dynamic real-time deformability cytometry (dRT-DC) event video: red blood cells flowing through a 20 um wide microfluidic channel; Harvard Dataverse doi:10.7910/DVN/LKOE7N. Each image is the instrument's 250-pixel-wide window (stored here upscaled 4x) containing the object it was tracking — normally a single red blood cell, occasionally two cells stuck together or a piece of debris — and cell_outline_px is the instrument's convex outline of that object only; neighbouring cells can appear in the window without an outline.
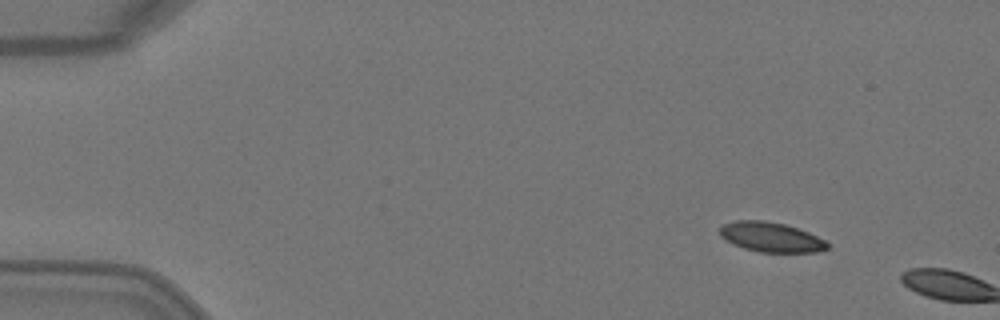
{"species": "Egyptian fruit bat (a non-hibernating species)", "species_latin": "Rousettus aegyptiacus", "temperature_condition": "warm", "stored_images_in_passage": 2, "camera_frame_rate_fps": 3000, "um_per_image_px": 0.085, "animal": {"sex": "female"}, "frame": {"image": 1, "passage_image": 1, "time_ms": 0.0, "image_size_px": [1000, 320], "cell_outline_px": [[828, 248], [816, 252], [760, 252], [744, 248], [724, 240], [720, 236], [720, 228], [724, 224], [736, 220], [764, 220], [784, 224], [808, 232], [824, 240], [828, 244]], "centroid_in_image_um": [65.5, 20.15], "position_along_channel_um": 19.5, "area_um2": 18.5}}